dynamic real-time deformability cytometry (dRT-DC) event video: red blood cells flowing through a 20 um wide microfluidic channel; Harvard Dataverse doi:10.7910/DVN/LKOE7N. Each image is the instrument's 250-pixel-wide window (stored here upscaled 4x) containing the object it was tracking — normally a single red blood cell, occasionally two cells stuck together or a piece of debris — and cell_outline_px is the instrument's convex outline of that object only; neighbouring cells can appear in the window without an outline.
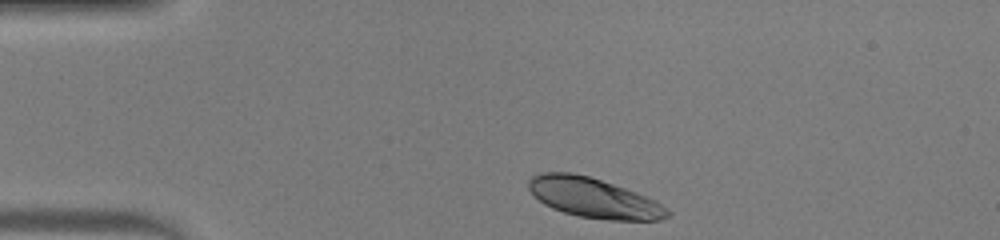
{"species": "human", "species_latin": "Homo sapiens", "temperature_condition": "warm", "stored_images_in_passage": 32, "camera_frame_rate_fps": 3000, "um_per_image_px": 0.085, "donor": {"sex": "male"}, "frame": {"image": 1, "passage_image": 1, "time_ms": 0.0, "image_size_px": [1000, 240], "cell_outline_px": [[672, 212], [668, 216], [660, 220], [608, 220], [580, 216], [564, 212], [552, 208], [544, 204], [528, 188], [528, 180], [532, 176], [540, 172], [572, 172], [588, 176], [636, 192], [656, 200], [668, 208]], "centroid_in_image_um": [50.48, 16.82], "position_along_channel_um": 34.5, "area_um2": 32.08}}
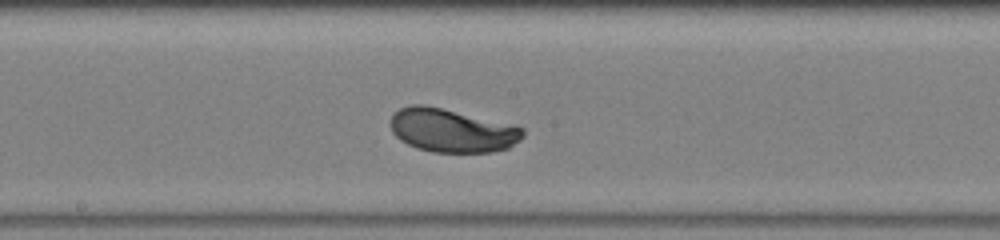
{"frame": {"image": 2, "passage_image": 17, "time_ms": 5.333, "image_size_px": [1000, 240], "cell_outline_px": [[524, 136], [520, 140], [508, 148], [492, 152], [432, 152], [416, 148], [400, 140], [392, 132], [392, 116], [400, 108], [412, 104], [424, 104], [516, 124], [524, 128]], "centroid_in_image_um": [38.47, 11.08], "position_along_channel_um": 209.7, "area_um2": 33.81}}
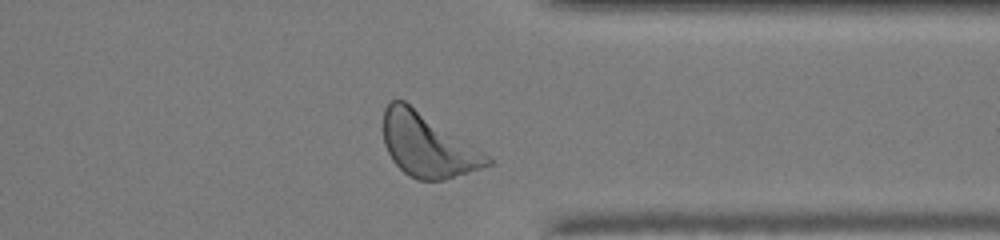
{"frame": {"image": 3, "passage_image": 29, "time_ms": 9.333, "image_size_px": [1000, 240], "cell_outline_px": [[492, 164], [444, 180], [416, 180], [408, 176], [392, 160], [384, 144], [384, 108], [392, 100], [404, 100], [488, 156], [492, 160]], "centroid_in_image_um": [36.29, 12.36], "position_along_channel_um": 375.1, "area_um2": 37.63}, "authors_computed_cell_mechanics": {"area_um2": 33.3795, "velocity_mm_per_s": 4.2201, "shape_relaxation_time_tau1_ms": 1.6633, "shape_relaxation_time_tau2_ms": null, "deformation_change_tau1": 0.1273, "deformation_change_tau2": null}}